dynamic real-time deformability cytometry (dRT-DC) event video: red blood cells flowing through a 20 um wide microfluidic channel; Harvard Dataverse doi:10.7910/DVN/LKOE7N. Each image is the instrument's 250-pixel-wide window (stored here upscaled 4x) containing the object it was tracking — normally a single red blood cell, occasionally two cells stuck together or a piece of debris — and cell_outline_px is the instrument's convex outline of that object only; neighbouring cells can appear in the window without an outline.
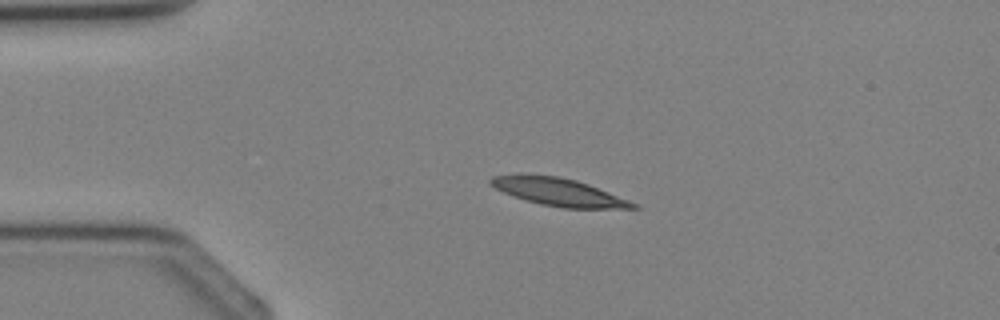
{"species": "Egyptian fruit bat (a non-hibernating species)", "species_latin": "Rousettus aegyptiacus", "temperature_condition": "cold", "stored_images_in_passage": 4, "camera_frame_rate_fps": 3000, "um_per_image_px": 0.085, "animal": {"sex": "female"}, "frame": {"image": 1, "passage_image": 3, "time_ms": 2.333, "image_size_px": [1000, 320], "cell_outline_px": [[640, 208], [564, 208], [540, 204], [524, 200], [512, 196], [488, 184], [488, 180], [492, 176], [560, 176], [576, 180], [588, 184], [640, 204]], "centroid_in_image_um": [47.54, 16.35], "position_along_channel_um": 37.5, "area_um2": 22.54}}